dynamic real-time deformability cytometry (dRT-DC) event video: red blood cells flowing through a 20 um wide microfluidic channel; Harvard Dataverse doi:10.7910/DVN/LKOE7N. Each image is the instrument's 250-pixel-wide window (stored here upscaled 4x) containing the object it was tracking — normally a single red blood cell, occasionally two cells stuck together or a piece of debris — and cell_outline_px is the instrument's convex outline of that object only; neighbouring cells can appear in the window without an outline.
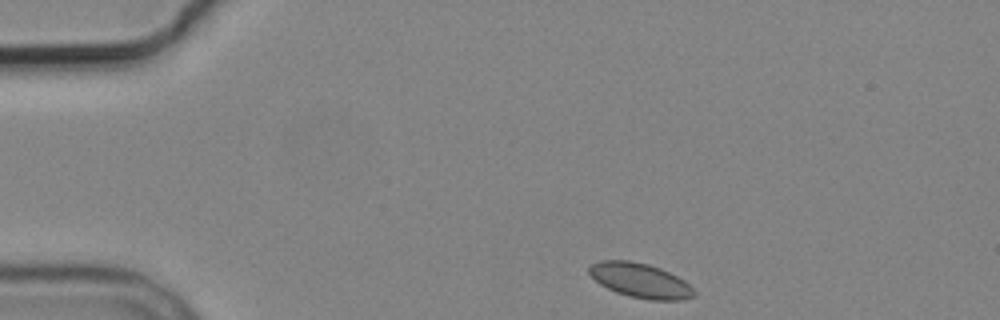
{"species": "common noctule bat (a hibernating species)", "species_latin": "Nyctalus noctula", "temperature_condition": "cold", "stored_images_in_passage": 3, "camera_frame_rate_fps": 3000, "um_per_image_px": 0.085, "animal": {"sex": "male", "body_mass_g": 19.2, "forearm_length_mm": 51.8}, "frame": {"image": 1, "passage_image": 1, "time_ms": 0.0, "image_size_px": [1000, 320], "cell_outline_px": [[696, 296], [684, 300], [648, 300], [628, 296], [616, 292], [600, 284], [588, 272], [588, 264], [600, 260], [632, 260], [648, 264], [660, 268], [684, 280], [696, 292]], "centroid_in_image_um": [54.41, 23.84], "position_along_channel_um": 30.6, "area_um2": 21.33}}